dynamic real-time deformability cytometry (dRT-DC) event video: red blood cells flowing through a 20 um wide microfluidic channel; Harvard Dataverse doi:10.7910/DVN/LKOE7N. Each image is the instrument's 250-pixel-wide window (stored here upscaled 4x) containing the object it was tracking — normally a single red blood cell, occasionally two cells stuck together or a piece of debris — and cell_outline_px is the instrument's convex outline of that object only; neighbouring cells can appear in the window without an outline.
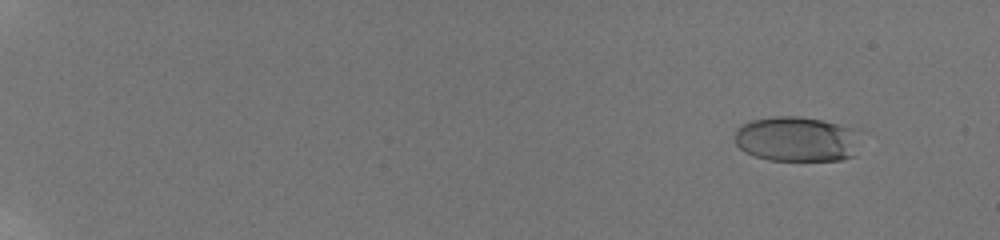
{"species": "human", "species_latin": "Homo sapiens", "temperature_condition": "room temperature", "stored_images_in_passage": 70, "camera_frame_rate_fps": 3000, "um_per_image_px": 0.085, "donor": {"sex": "male"}, "frame": {"image": 1, "passage_image": 19, "time_ms": 2.0, "image_size_px": [1000, 240], "cell_outline_px": [[852, 156], [840, 160], [768, 160], [744, 152], [736, 144], [732, 136], [736, 128], [740, 124], [748, 120], [772, 116], [800, 116], [840, 124], [848, 128]], "centroid_in_image_um": [67.44, 11.8], "position_along_channel_um": 17.6, "area_um2": 32.08}}
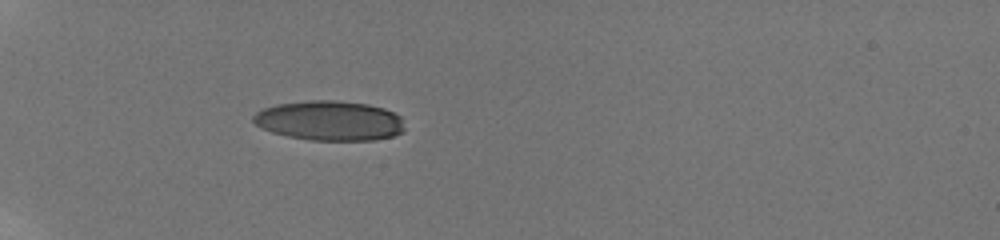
{"frame": {"image": 2, "passage_image": 51, "time_ms": 7.333, "image_size_px": [1000, 240], "cell_outline_px": [[404, 132], [392, 136], [376, 140], [312, 140], [288, 136], [272, 132], [256, 124], [252, 120], [252, 116], [256, 112], [264, 108], [276, 104], [308, 100], [336, 100], [368, 104], [384, 108], [400, 116], [404, 128]], "centroid_in_image_um": [28.02, 10.25], "position_along_channel_um": 57.0, "area_um2": 35.08}}
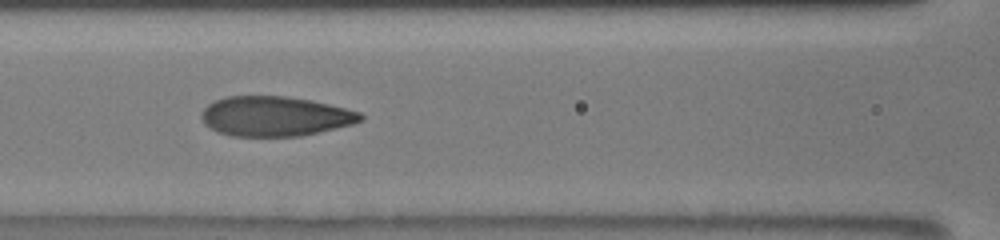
{"frame": {"image": 3, "passage_image": 69, "time_ms": 10.333, "image_size_px": [1000, 240], "cell_outline_px": [[364, 120], [352, 124], [336, 128], [300, 136], [232, 136], [216, 132], [208, 128], [204, 124], [200, 116], [200, 112], [208, 104], [216, 100], [228, 96], [284, 96], [308, 100], [328, 104], [360, 112], [364, 116]], "centroid_in_image_um": [23.33, 9.89], "position_along_channel_um": 143.3, "area_um2": 36.93}}